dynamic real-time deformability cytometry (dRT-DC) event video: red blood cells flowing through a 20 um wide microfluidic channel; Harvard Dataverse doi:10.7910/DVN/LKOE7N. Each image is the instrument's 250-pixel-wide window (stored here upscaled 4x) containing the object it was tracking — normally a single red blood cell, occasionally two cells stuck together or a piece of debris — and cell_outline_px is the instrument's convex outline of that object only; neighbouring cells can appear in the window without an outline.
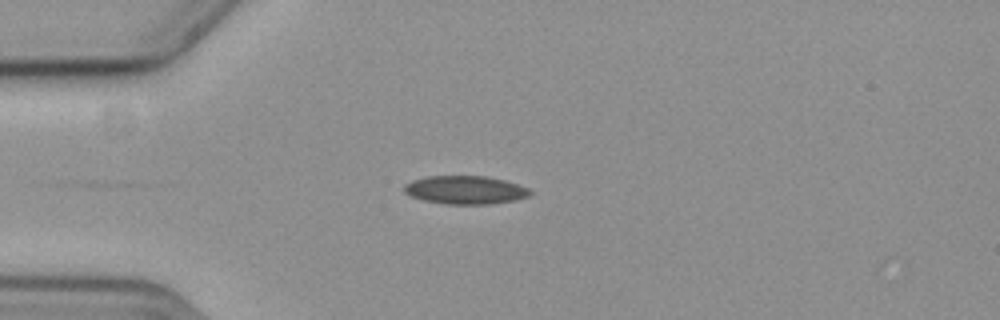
{"species": "common noctule bat (a hibernating species)", "species_latin": "Nyctalus noctula", "temperature_condition": "cold", "stored_images_in_passage": 3, "camera_frame_rate_fps": 3000, "um_per_image_px": 0.085, "animal": {"sex": "female", "body_mass_g": 19.3, "forearm_length_mm": 54.1}, "frame": {"image": 1, "passage_image": 1, "time_ms": 0.0, "image_size_px": [1000, 320], "cell_outline_px": [[532, 192], [528, 196], [512, 200], [488, 204], [444, 204], [424, 200], [412, 196], [404, 192], [404, 184], [412, 180], [428, 176], [484, 176], [504, 180], [528, 188]], "centroid_in_image_um": [39.51, 16.14], "position_along_channel_um": 45.5, "area_um2": 20.52}}